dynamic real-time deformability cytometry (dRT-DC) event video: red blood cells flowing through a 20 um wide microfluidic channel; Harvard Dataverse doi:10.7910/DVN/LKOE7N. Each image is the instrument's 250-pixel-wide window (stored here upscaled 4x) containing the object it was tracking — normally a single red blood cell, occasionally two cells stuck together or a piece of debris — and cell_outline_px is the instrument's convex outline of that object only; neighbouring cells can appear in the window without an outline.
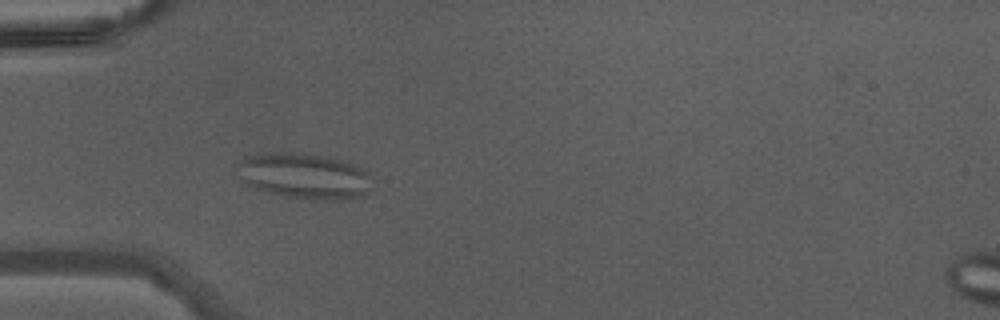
{"species": "Egyptian fruit bat (a non-hibernating species)", "species_latin": "Rousettus aegyptiacus", "temperature_condition": "warm", "stored_images_in_passage": 29, "camera_frame_rate_fps": 3000, "um_per_image_px": 0.085, "animal": {"sex": "male"}, "frame": {"image": 1, "passage_image": 5, "time_ms": 1.333, "image_size_px": [1000, 320], "cell_outline_px": [[372, 188], [360, 196], [344, 200], [312, 200], [284, 196], [264, 192], [248, 184], [232, 172], [232, 168], [244, 156], [268, 152], [304, 152], [328, 156], [344, 160], [356, 164], [368, 172], [372, 176]], "centroid_in_image_um": [25.83, 14.94], "position_along_channel_um": 59.2, "area_um2": 37.28}}
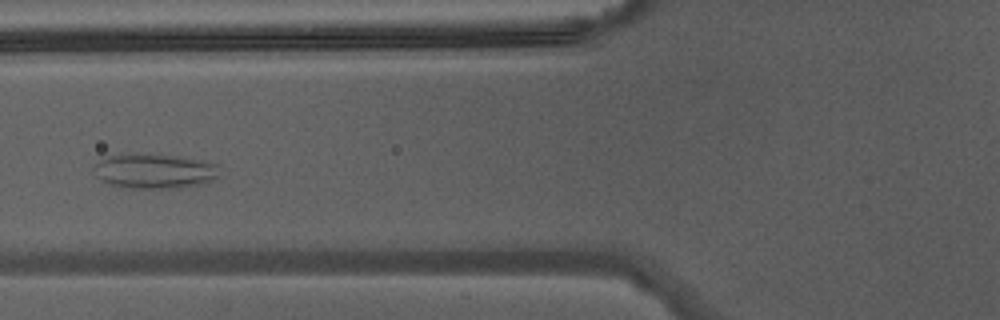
{"frame": {"image": 2, "passage_image": 9, "time_ms": 2.667, "image_size_px": [1000, 320], "cell_outline_px": [[220, 164], [216, 176], [208, 184], [180, 188], [124, 188], [100, 180], [92, 172], [92, 168], [100, 160], [108, 156], [124, 152], [160, 152], [204, 160]], "centroid_in_image_um": [13.14, 14.5], "position_along_channel_um": 112.7, "area_um2": 26.82}}